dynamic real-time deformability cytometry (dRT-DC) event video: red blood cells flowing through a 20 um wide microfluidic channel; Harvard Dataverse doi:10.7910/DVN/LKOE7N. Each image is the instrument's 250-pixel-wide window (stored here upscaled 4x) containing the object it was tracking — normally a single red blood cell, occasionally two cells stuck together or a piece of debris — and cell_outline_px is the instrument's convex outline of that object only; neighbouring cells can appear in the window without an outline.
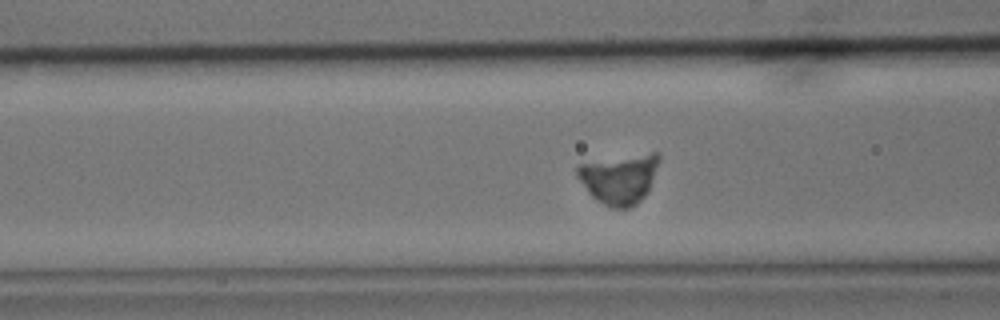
{"species": "common noctule bat (a hibernating species)", "species_latin": "Nyctalus noctula", "temperature_condition": "cold", "stored_images_in_passage": 45, "segment_of_instrument_passage": [1, 2], "camera_frame_rate_fps": 3000, "um_per_image_px": 0.085, "animal": {"sex": "male", "body_mass_g": 15.6}, "frame": {"image": 1, "passage_image": 10, "time_ms": 3.0, "image_size_px": [1000, 320], "cell_outline_px": [[660, 160], [648, 192], [636, 204], [628, 208], [612, 208], [596, 200], [588, 192], [576, 176], [576, 168], [580, 164], [652, 152], [656, 152], [660, 156]], "centroid_in_image_um": [52.65, 15.2], "position_along_channel_um": 113.9, "area_um2": 23.41}}
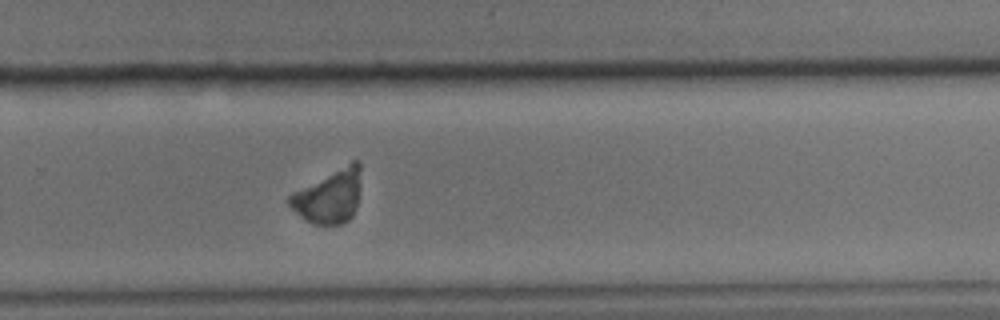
{"frame": {"image": 2, "passage_image": 26, "time_ms": 8.333, "image_size_px": [1000, 320], "cell_outline_px": [[360, 168], [356, 204], [352, 216], [348, 220], [340, 224], [316, 224], [304, 220], [288, 204], [288, 196], [292, 192], [352, 160], [360, 160]], "centroid_in_image_um": [27.94, 16.67], "position_along_channel_um": 301.9, "area_um2": 22.02}}
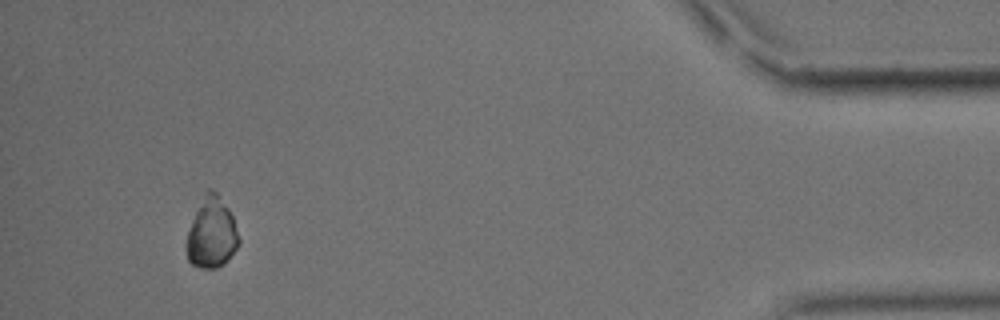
{"frame": {"image": 3, "passage_image": 41, "time_ms": 13.333, "image_size_px": [1000, 320], "cell_outline_px": [[240, 244], [228, 260], [224, 264], [216, 268], [204, 268], [192, 264], [188, 260], [188, 232], [204, 192], [208, 188], [216, 192], [228, 208], [232, 216], [240, 240]], "centroid_in_image_um": [18.03, 19.82], "position_along_channel_um": 417.2, "area_um2": 21.04}}